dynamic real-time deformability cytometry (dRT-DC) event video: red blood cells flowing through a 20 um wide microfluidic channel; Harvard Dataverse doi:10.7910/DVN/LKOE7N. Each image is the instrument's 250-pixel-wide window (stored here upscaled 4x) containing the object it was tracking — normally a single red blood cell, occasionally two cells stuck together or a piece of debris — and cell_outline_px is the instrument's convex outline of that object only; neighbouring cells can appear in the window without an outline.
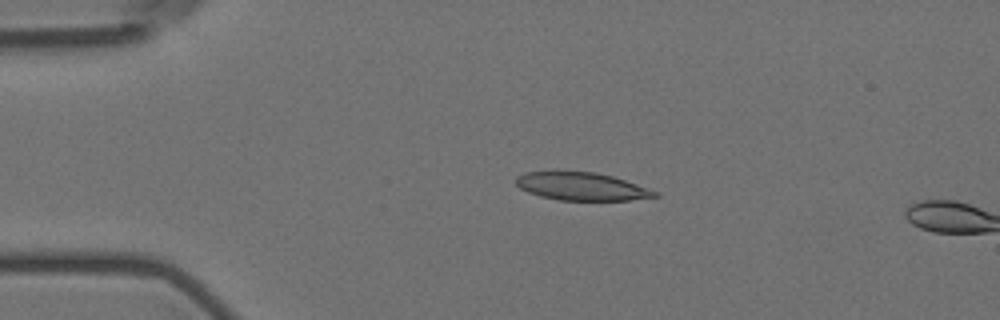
{"species": "Egyptian fruit bat (a non-hibernating species)", "species_latin": "Rousettus aegyptiacus", "temperature_condition": "room temperature", "stored_images_in_passage": 4, "camera_frame_rate_fps": 3000, "um_per_image_px": 0.085, "animal": {"sex": "female"}, "frame": {"image": 1, "passage_image": 3, "time_ms": 2.333, "image_size_px": [1000, 320], "cell_outline_px": [[660, 196], [628, 200], [560, 200], [540, 196], [528, 192], [520, 188], [516, 184], [516, 176], [524, 172], [556, 168], [596, 172], [612, 176], [660, 192]], "centroid_in_image_um": [49.36, 15.79], "position_along_channel_um": 35.6, "area_um2": 23.41}}